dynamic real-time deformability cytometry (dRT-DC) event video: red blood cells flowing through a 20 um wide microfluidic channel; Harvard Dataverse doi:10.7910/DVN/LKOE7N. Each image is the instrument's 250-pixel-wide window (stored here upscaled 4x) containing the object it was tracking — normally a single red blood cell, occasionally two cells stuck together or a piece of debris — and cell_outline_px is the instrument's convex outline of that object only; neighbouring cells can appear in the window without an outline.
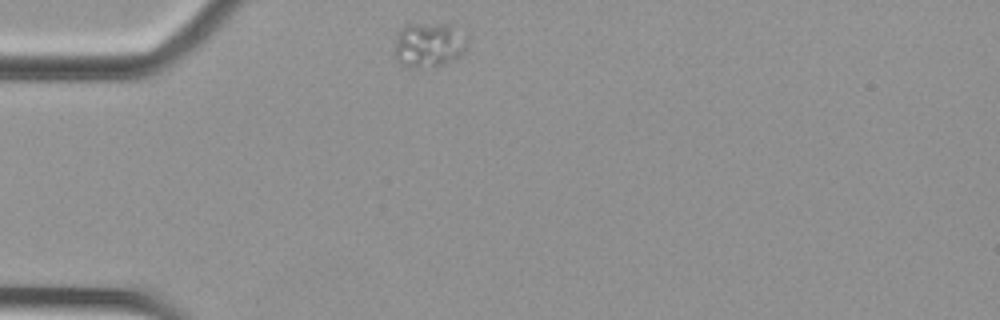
{"species": "Egyptian fruit bat (a non-hibernating species)", "species_latin": "Rousettus aegyptiacus", "temperature_condition": "cold", "stored_images_in_passage": 35, "camera_frame_rate_fps": 3000, "um_per_image_px": 0.085, "animal": {"sex": "female"}, "frame": {"image": 1, "passage_image": 1, "time_ms": 0.0, "image_size_px": [1000, 320], "cell_outline_px": [[464, 48], [460, 56], [456, 60], [432, 68], [408, 68], [400, 64], [396, 60], [396, 36], [400, 28], [404, 24], [448, 24], [464, 40]], "centroid_in_image_um": [36.35, 3.87], "position_along_channel_um": 48.7, "area_um2": 18.67}}
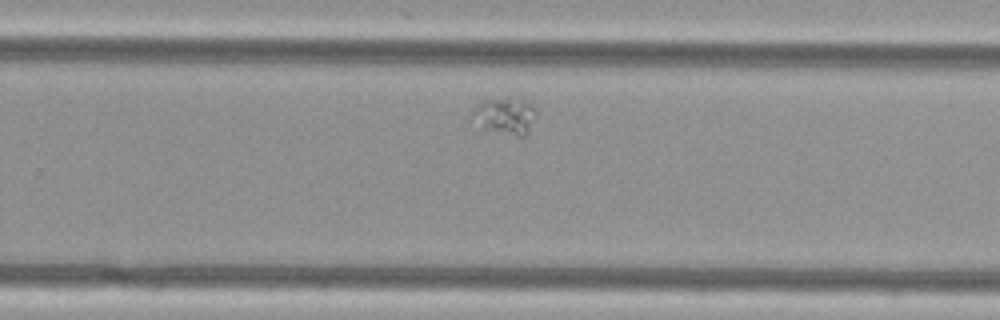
{"frame": {"image": 2, "passage_image": 25, "time_ms": 8.0, "image_size_px": [1000, 320], "cell_outline_px": [[536, 116], [528, 132], [524, 136], [516, 136], [484, 128], [468, 120], [468, 116], [476, 104], [488, 100], [508, 96], [512, 96], [524, 100], [532, 104], [536, 108]], "centroid_in_image_um": [42.89, 9.81], "position_along_channel_um": 286.9, "area_um2": 14.16}}
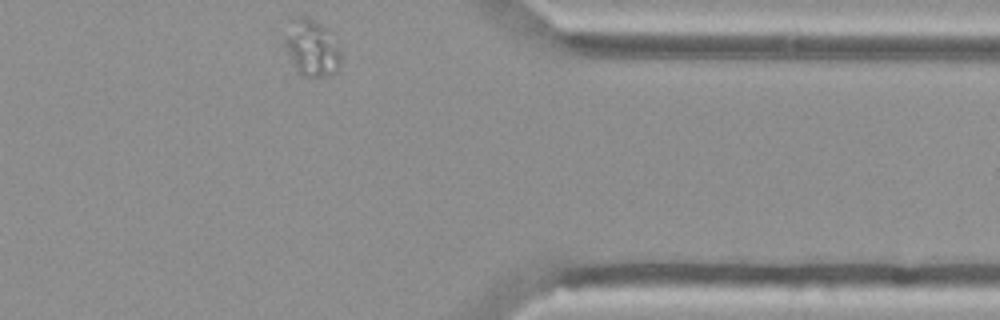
{"frame": {"image": 3, "passage_image": 35, "time_ms": 11.333, "image_size_px": [1000, 320], "cell_outline_px": [[340, 64], [336, 72], [328, 76], [316, 80], [308, 80], [300, 76], [284, 44], [284, 40], [296, 16], [308, 16], [316, 20], [328, 28], [332, 32], [340, 52]], "centroid_in_image_um": [26.55, 4.13], "position_along_channel_um": 384.8, "area_um2": 18.84}}